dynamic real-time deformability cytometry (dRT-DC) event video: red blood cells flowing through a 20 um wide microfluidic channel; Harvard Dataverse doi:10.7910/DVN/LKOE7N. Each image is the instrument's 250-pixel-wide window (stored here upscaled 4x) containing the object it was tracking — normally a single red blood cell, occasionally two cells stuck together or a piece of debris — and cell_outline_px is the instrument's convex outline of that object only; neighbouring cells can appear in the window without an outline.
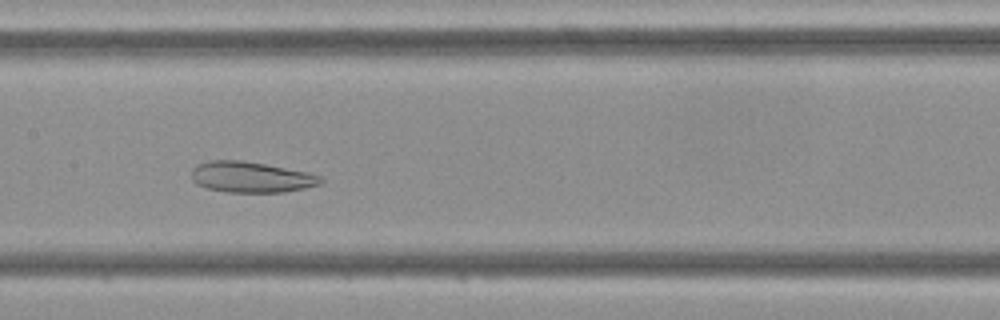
{"species": "Egyptian fruit bat (a non-hibernating species)", "species_latin": "Rousettus aegyptiacus", "temperature_condition": "cold", "stored_images_in_passage": 39, "camera_frame_rate_fps": 3000, "um_per_image_px": 0.085, "frame": {"image": 1, "passage_image": 15, "time_ms": 4.667, "image_size_px": [1000, 320], "cell_outline_px": [[324, 180], [320, 184], [304, 188], [284, 192], [228, 192], [208, 188], [196, 184], [192, 180], [192, 168], [196, 164], [212, 160], [240, 160], [264, 164], [308, 172], [320, 176]], "centroid_in_image_um": [21.32, 15.05], "position_along_channel_um": 186.1, "area_um2": 23.12}}
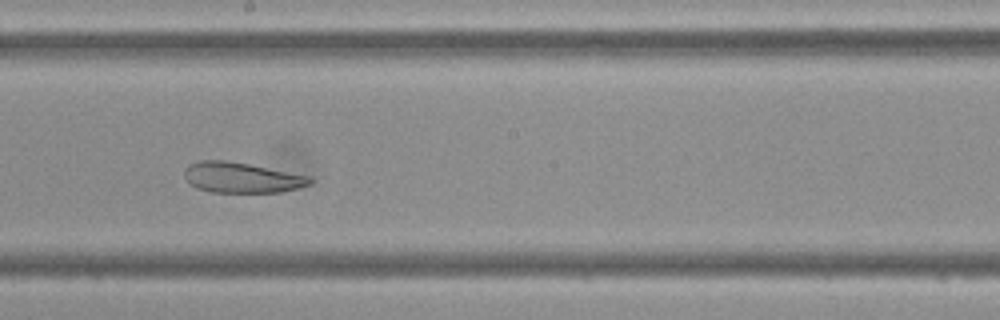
{"frame": {"image": 2, "passage_image": 18, "time_ms": 5.667, "image_size_px": [1000, 320], "cell_outline_px": [[312, 184], [280, 192], [212, 192], [196, 188], [184, 176], [184, 172], [188, 164], [200, 160], [224, 160], [248, 164], [308, 176], [312, 180]], "centroid_in_image_um": [20.5, 15.09], "position_along_channel_um": 227.7, "area_um2": 21.96}}
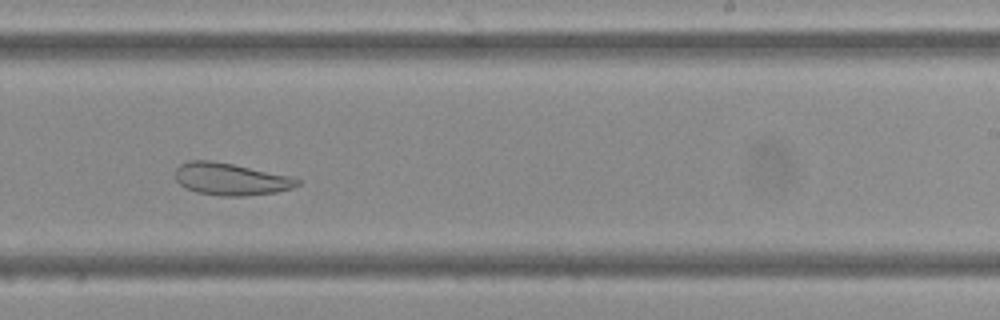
{"frame": {"image": 3, "passage_image": 21, "time_ms": 6.667, "image_size_px": [1000, 320], "cell_outline_px": [[300, 184], [292, 188], [276, 192], [244, 196], [220, 196], [196, 192], [184, 188], [176, 180], [176, 168], [180, 164], [188, 160], [212, 160], [292, 176], [300, 180]], "centroid_in_image_um": [19.6, 15.22], "position_along_channel_um": 269.4, "area_um2": 23.0}}